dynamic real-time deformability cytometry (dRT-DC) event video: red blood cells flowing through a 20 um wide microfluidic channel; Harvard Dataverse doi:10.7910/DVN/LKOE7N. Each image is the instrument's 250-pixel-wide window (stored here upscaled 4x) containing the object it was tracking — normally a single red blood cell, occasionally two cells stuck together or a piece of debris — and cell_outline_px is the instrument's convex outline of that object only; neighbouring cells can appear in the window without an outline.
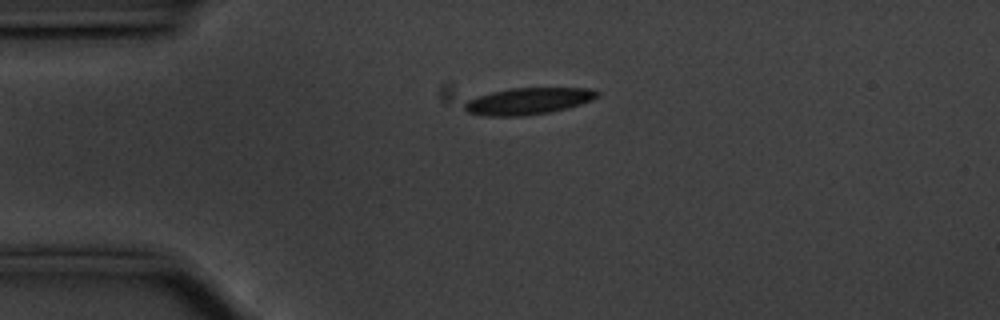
{"species": "common noctule bat (a hibernating species)", "species_latin": "Nyctalus noctula", "temperature_condition": "cold", "stored_images_in_passage": 38, "camera_frame_rate_fps": 3000, "um_per_image_px": 0.085, "animal": {"sex": "male", "body_mass_g": 20.1, "forearm_length_mm": 53.5}, "frame": {"image": 1, "passage_image": 1, "time_ms": 0.0, "image_size_px": [1000, 320], "cell_outline_px": [[600, 96], [592, 100], [568, 108], [548, 112], [524, 116], [480, 116], [464, 112], [464, 104], [468, 100], [492, 92], [508, 88], [588, 88], [600, 92]], "centroid_in_image_um": [44.88, 8.6], "position_along_channel_um": 40.1, "area_um2": 20.75}}
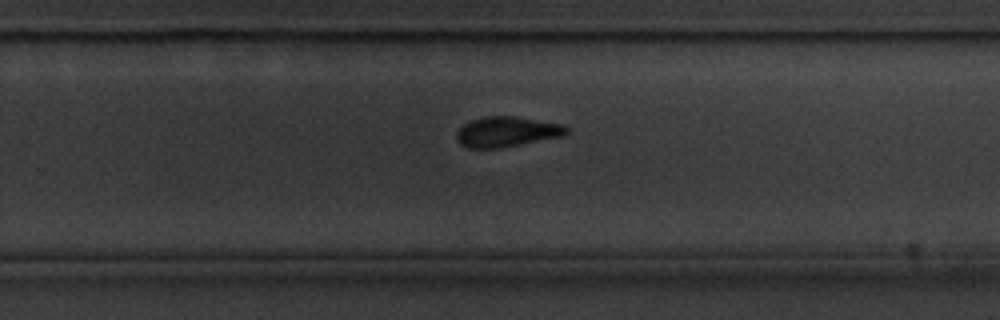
{"frame": {"image": 2, "passage_image": 24, "time_ms": 7.667, "image_size_px": [1000, 320], "cell_outline_px": [[572, 132], [564, 136], [500, 148], [468, 148], [460, 144], [456, 140], [456, 132], [464, 124], [472, 120], [484, 116], [516, 116], [564, 124]], "centroid_in_image_um": [43.12, 11.2], "position_along_channel_um": 286.7, "area_um2": 19.65}}
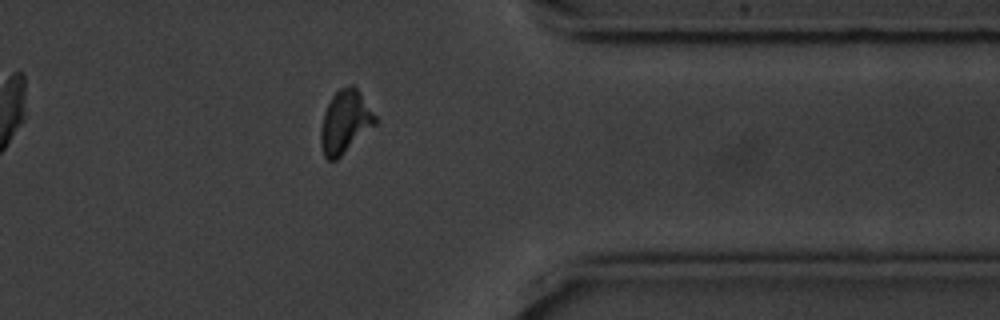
{"frame": {"image": 3, "passage_image": 33, "time_ms": 10.667, "image_size_px": [1000, 320], "cell_outline_px": [[376, 124], [336, 160], [328, 160], [324, 156], [320, 144], [320, 128], [324, 112], [332, 96], [340, 88], [348, 84], [352, 84], [360, 92], [376, 116]], "centroid_in_image_um": [29.31, 10.35], "position_along_channel_um": 382.1, "area_um2": 19.88}, "authors_computed_cell_mechanics": {"area_um2": 20.3745, "velocity_mm_per_s": 3.5395, "shape_relaxation_time_tau1_ms": 3.6473, "shape_relaxation_time_tau2_ms": 2.4442, "deformation_change_tau1": 0.1259, "deformation_change_tau2": 0.0886}}